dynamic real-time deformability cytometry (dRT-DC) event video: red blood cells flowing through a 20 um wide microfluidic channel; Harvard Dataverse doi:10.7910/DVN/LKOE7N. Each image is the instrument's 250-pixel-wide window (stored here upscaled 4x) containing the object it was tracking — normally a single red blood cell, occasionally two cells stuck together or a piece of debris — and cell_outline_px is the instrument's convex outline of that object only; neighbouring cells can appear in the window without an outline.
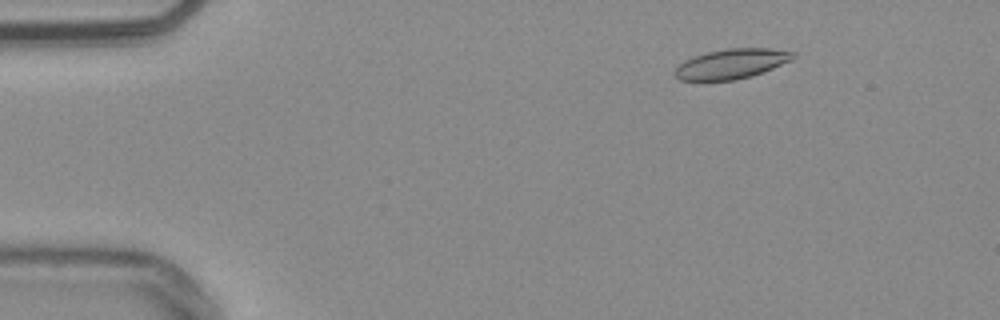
{"species": "common noctule bat (a hibernating species)", "species_latin": "Nyctalus noctula", "temperature_condition": "warm", "stored_images_in_passage": 54, "camera_frame_rate_fps": 3000, "um_per_image_px": 0.085, "animal": {"sex": "male", "body_mass_g": 20.4}, "frame": {"image": 1, "passage_image": 8, "time_ms": 2.333, "image_size_px": [1000, 320], "cell_outline_px": [[796, 56], [792, 60], [764, 72], [752, 76], [736, 80], [704, 84], [680, 80], [672, 72], [684, 60], [692, 56], [708, 52], [728, 48], [772, 48], [796, 52]], "centroid_in_image_um": [62.13, 5.47], "position_along_channel_um": 22.9, "area_um2": 21.56}}
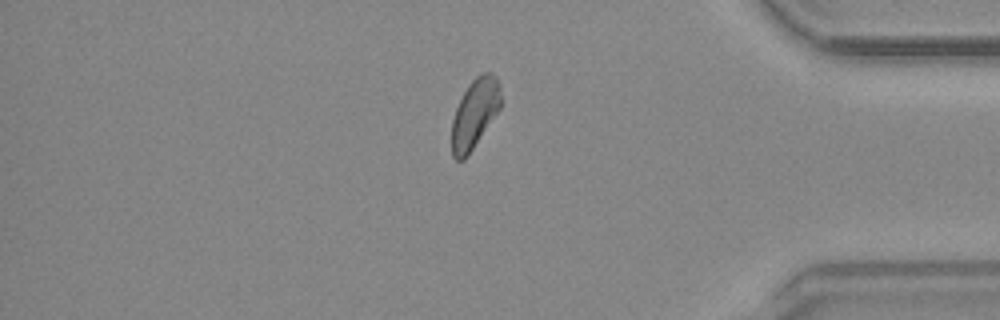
{"frame": {"image": 2, "passage_image": 46, "time_ms": 15.0, "image_size_px": [1000, 320], "cell_outline_px": [[500, 108], [468, 156], [464, 160], [456, 160], [452, 156], [452, 120], [456, 108], [468, 84], [480, 72], [492, 72], [496, 76], [500, 84]], "centroid_in_image_um": [40.35, 9.64], "position_along_channel_um": 394.9, "area_um2": 19.83}}
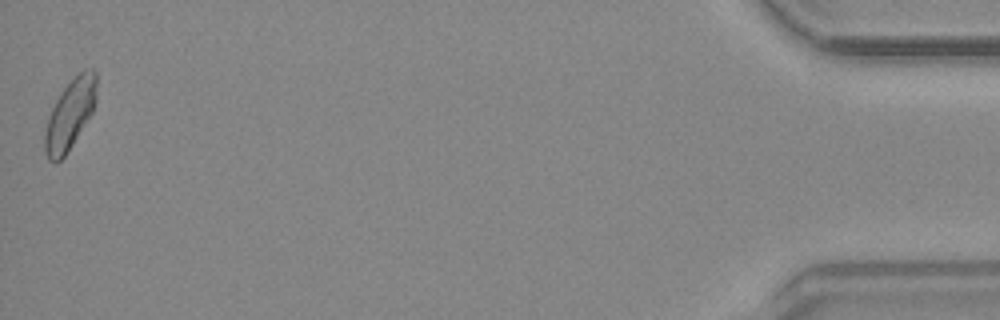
{"frame": {"image": 3, "passage_image": 54, "time_ms": 17.667, "image_size_px": [1000, 320], "cell_outline_px": [[96, 100], [92, 112], [72, 144], [64, 156], [56, 164], [52, 164], [48, 160], [44, 152], [44, 132], [48, 116], [60, 92], [84, 68], [92, 68], [96, 72]], "centroid_in_image_um": [5.92, 9.75], "position_along_channel_um": 429.3, "area_um2": 20.98}, "authors_computed_cell_mechanics": {"area_um2": 20.4323, "velocity_mm_per_s": 3.7935, "shape_relaxation_time_tau1_ms": null, "shape_relaxation_time_tau2_ms": 6.1537, "deformation_change_tau1": null, "deformation_change_tau2": 0.1326}}